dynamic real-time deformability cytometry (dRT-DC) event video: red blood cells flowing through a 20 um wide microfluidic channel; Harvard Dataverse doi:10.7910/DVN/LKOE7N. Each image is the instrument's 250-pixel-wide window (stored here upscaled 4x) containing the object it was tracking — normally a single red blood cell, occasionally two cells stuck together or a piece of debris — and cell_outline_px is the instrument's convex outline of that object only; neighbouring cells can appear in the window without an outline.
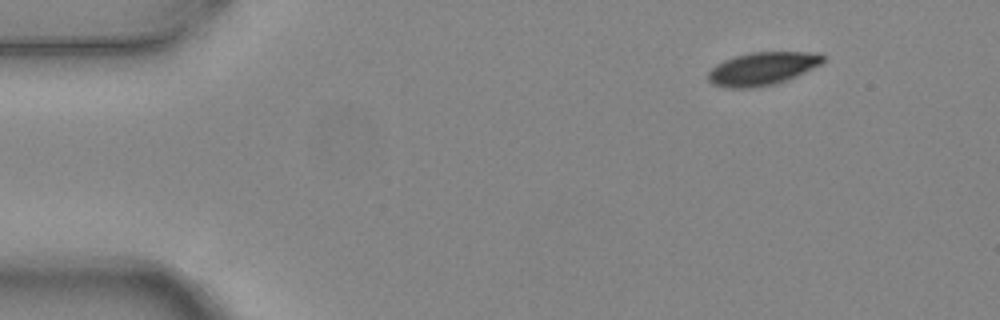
{"species": "common noctule bat (a hibernating species)", "species_latin": "Nyctalus noctula", "temperature_condition": "warm", "stored_images_in_passage": 2, "camera_frame_rate_fps": 3000, "um_per_image_px": 0.085, "animal": {"sex": "female", "body_mass_g": 24.6, "forearm_length_mm": 56.2}, "frame": {"image": 1, "passage_image": 1, "time_ms": 0.0, "image_size_px": [1000, 320], "cell_outline_px": [[824, 60], [820, 64], [796, 76], [776, 84], [756, 88], [728, 88], [712, 84], [708, 80], [708, 72], [716, 64], [724, 60], [736, 56], [752, 52], [820, 52], [824, 56]], "centroid_in_image_um": [64.79, 5.84], "position_along_channel_um": 20.2, "area_um2": 22.14}}